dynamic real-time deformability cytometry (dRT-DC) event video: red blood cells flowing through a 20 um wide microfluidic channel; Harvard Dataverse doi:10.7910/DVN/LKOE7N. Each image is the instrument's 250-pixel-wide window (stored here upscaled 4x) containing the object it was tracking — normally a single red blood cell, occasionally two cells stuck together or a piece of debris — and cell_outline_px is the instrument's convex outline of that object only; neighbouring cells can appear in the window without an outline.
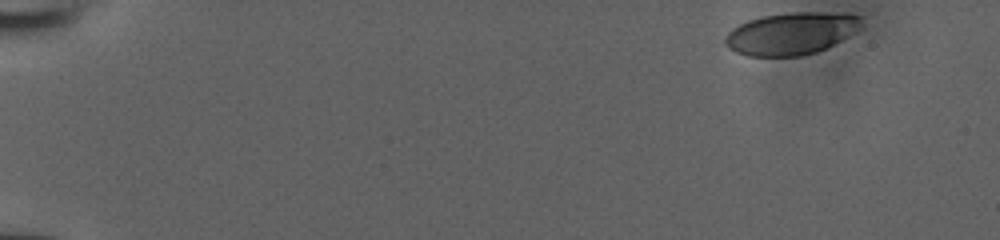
{"species": "human", "species_latin": "Homo sapiens", "temperature_condition": "room temperature", "stored_images_in_passage": 43, "camera_frame_rate_fps": 3000, "um_per_image_px": 0.085, "donor": {"sex": "male"}, "frame": {"image": 1, "passage_image": 1, "time_ms": 0.0, "image_size_px": [1000, 240], "cell_outline_px": [[860, 28], [840, 40], [816, 52], [800, 56], [748, 56], [736, 52], [728, 48], [724, 44], [724, 36], [732, 28], [748, 20], [764, 16], [792, 12], [848, 12], [860, 16]], "centroid_in_image_um": [67.22, 2.83], "position_along_channel_um": 17.8, "area_um2": 33.47}}
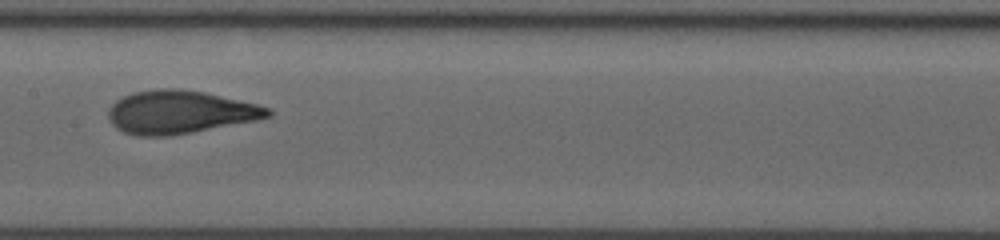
{"frame": {"image": 2, "passage_image": 25, "time_ms": 8.0, "image_size_px": [1000, 240], "cell_outline_px": [[272, 116], [256, 120], [192, 132], [168, 136], [140, 136], [124, 132], [116, 128], [112, 124], [108, 116], [108, 108], [116, 100], [132, 92], [160, 88], [180, 88], [204, 92], [240, 100], [272, 108]], "centroid_in_image_um": [15.28, 9.52], "position_along_channel_um": 192.1, "area_um2": 40.11}}
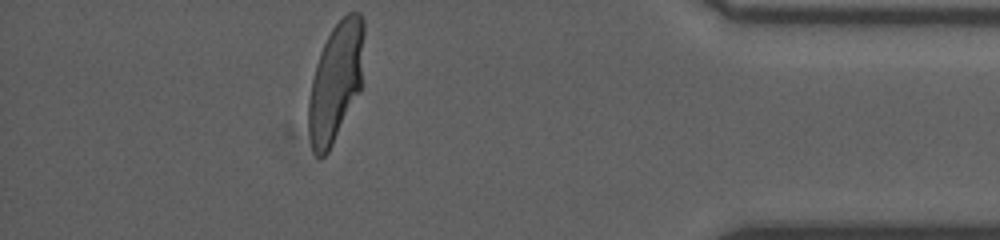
{"frame": {"image": 3, "passage_image": 43, "time_ms": 14.0, "image_size_px": [1000, 240], "cell_outline_px": [[364, 32], [360, 92], [328, 152], [324, 156], [316, 156], [312, 152], [308, 132], [308, 100], [312, 80], [316, 64], [320, 52], [332, 28], [348, 12], [360, 12], [364, 20]], "centroid_in_image_um": [28.53, 6.97], "position_along_channel_um": 406.7, "area_um2": 38.38}}